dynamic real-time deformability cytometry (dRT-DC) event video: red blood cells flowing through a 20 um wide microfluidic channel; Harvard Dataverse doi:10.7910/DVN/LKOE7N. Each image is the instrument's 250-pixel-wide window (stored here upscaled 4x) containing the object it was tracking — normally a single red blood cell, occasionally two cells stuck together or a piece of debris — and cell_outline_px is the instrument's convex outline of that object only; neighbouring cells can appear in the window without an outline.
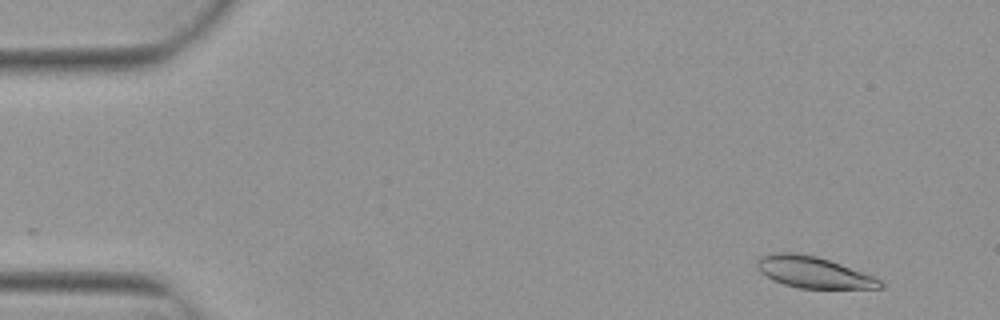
{"species": "Egyptian fruit bat (a non-hibernating species)", "species_latin": "Rousettus aegyptiacus", "temperature_condition": "warm", "stored_images_in_passage": 5, "camera_frame_rate_fps": 3000, "um_per_image_px": 0.085, "animal": {"sex": "female"}, "frame": {"image": 1, "passage_image": 2, "time_ms": 0.333, "image_size_px": [1000, 320], "cell_outline_px": [[884, 288], [800, 288], [784, 284], [772, 280], [760, 272], [756, 268], [756, 260], [760, 256], [772, 252], [792, 252], [816, 256], [840, 264], [872, 276], [880, 280], [884, 284]], "centroid_in_image_um": [69.07, 23.13], "position_along_channel_um": 15.9, "area_um2": 22.37}}
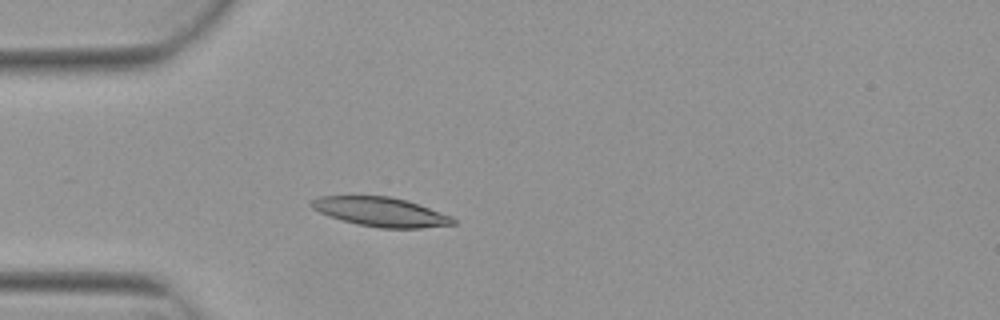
{"frame": {"image": 2, "passage_image": 5, "time_ms": 1.333, "image_size_px": [1000, 320], "cell_outline_px": [[456, 224], [420, 228], [380, 228], [356, 224], [320, 212], [312, 208], [308, 204], [312, 200], [320, 196], [388, 196], [408, 200], [452, 216], [456, 220]], "centroid_in_image_um": [32.4, 18.01], "position_along_channel_um": 52.6, "area_um2": 24.04}}